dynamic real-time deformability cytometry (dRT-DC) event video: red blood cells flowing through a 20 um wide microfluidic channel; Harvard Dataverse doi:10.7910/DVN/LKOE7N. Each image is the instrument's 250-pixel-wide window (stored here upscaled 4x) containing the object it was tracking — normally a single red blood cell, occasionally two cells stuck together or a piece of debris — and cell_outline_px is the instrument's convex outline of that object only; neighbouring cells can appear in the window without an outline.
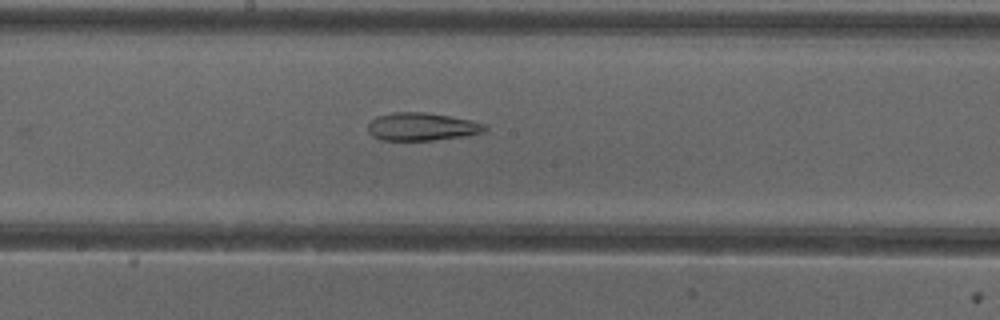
{"species": "common noctule bat (a hibernating species)", "species_latin": "Nyctalus noctula", "temperature_condition": "cold", "stored_images_in_passage": 21, "camera_frame_rate_fps": 3000, "um_per_image_px": 0.085, "animal": {"sex": "female"}, "frame": {"image": 1, "passage_image": 17, "time_ms": 5.333, "image_size_px": [1000, 320], "cell_outline_px": [[488, 128], [484, 132], [464, 136], [432, 140], [380, 140], [372, 136], [368, 132], [368, 124], [376, 116], [392, 112], [424, 112], [472, 120], [484, 124]], "centroid_in_image_um": [35.83, 10.77], "position_along_channel_um": 212.4, "area_um2": 19.02}}